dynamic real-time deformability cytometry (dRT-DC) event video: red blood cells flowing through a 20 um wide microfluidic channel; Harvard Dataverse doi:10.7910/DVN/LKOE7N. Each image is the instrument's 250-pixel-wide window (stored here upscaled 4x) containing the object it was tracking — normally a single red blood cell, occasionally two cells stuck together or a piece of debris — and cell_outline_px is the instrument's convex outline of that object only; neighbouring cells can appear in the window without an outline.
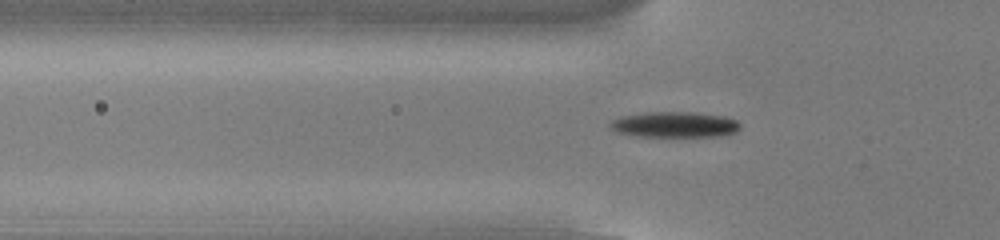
{"species": "common noctule bat (a hibernating species)", "species_latin": "Nyctalus noctula", "temperature_condition": "cold", "stored_images_in_passage": 54, "camera_frame_rate_fps": 3000, "um_per_image_px": 0.085, "animal": {"sex": "male", "body_mass_g": 13.0, "forearm_length_mm": 53.1}, "frame": {"image": 1, "passage_image": 18, "time_ms": 5.667, "image_size_px": [1000, 240], "cell_outline_px": [[740, 128], [736, 132], [716, 136], [636, 136], [616, 132], [608, 128], [608, 124], [612, 120], [620, 116], [644, 112], [692, 112], [724, 116], [736, 120], [740, 124]], "centroid_in_image_um": [57.28, 10.58], "position_along_channel_um": 68.5, "area_um2": 19.54}}
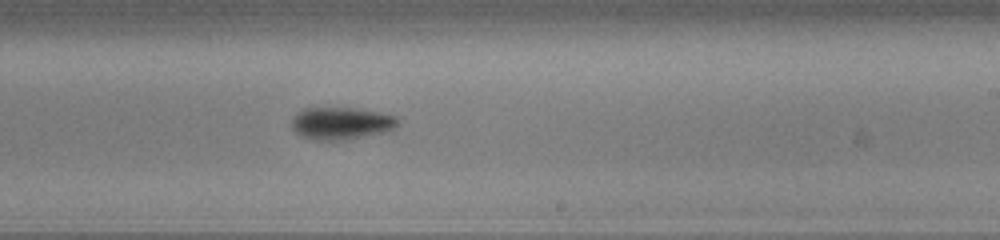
{"frame": {"image": 2, "passage_image": 33, "time_ms": 10.667, "image_size_px": [1000, 240], "cell_outline_px": [[400, 120], [396, 128], [388, 132], [348, 140], [312, 140], [300, 136], [292, 128], [292, 120], [304, 108], [352, 108], [380, 112], [396, 116]], "centroid_in_image_um": [29.07, 10.5], "position_along_channel_um": 259.9, "area_um2": 20.23}}
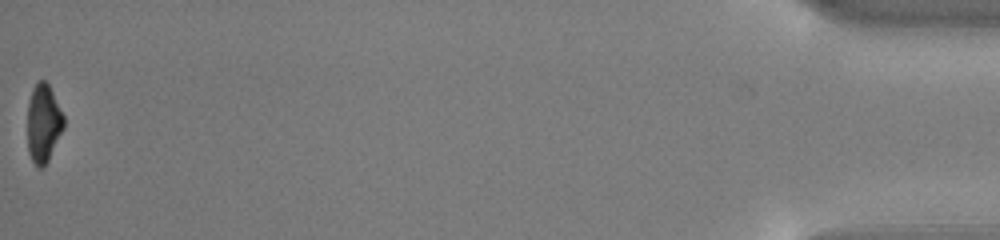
{"frame": {"image": 3, "passage_image": 54, "time_ms": 17.667, "image_size_px": [1000, 240], "cell_outline_px": [[64, 128], [48, 160], [40, 168], [32, 160], [28, 152], [28, 100], [32, 88], [36, 80], [44, 80], [48, 84], [64, 116]], "centroid_in_image_um": [3.68, 10.43], "position_along_channel_um": 431.5, "area_um2": 16.42}, "authors_computed_cell_mechanics": {"area_um2": 18.2359, "velocity_mm_per_s": 3.8578, "shape_relaxation_time_tau1_ms": 1.7894, "shape_relaxation_time_tau2_ms": null, "deformation_change_tau1": 0.1314, "deformation_change_tau2": null}}